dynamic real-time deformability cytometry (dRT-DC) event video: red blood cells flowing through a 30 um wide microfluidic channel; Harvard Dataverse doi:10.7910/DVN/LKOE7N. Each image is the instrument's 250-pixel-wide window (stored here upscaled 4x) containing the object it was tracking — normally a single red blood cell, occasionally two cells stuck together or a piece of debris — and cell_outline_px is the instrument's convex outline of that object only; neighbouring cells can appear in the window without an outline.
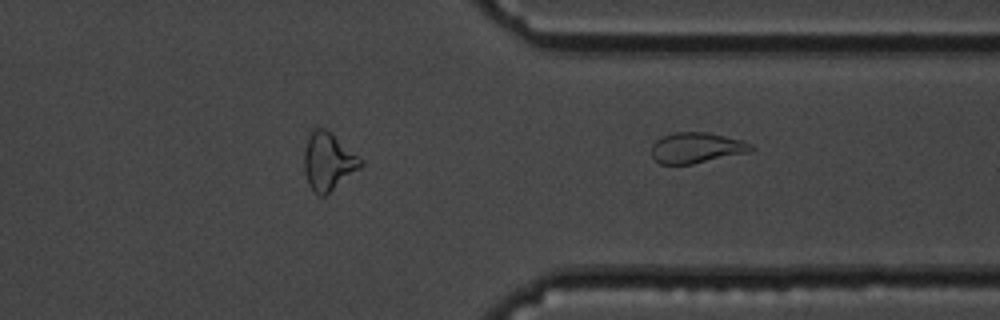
{"species": "common noctule bat (a hibernating species)", "species_latin": "Nyctalus noctula", "temperature_condition": "cold", "stored_images_in_passage": 46, "segment_of_instrument_passage": [2, 2], "camera_frame_rate_fps": 3000, "um_per_image_px": 0.085, "animal": {"sex": "male", "body_mass_g": 19.5, "forearm_length_mm": 54.6}, "frame": {"image": 1, "passage_image": 46, "time_ms": 15.0, "image_size_px": [1000, 320], "cell_outline_px": [[756, 148], [752, 152], [692, 164], [660, 164], [652, 156], [652, 144], [656, 140], [664, 136], [676, 132], [708, 132], [740, 140], [752, 144]], "centroid_in_image_um": [59.24, 12.57], "position_along_channel_um": 352.2, "area_um2": 17.8}}